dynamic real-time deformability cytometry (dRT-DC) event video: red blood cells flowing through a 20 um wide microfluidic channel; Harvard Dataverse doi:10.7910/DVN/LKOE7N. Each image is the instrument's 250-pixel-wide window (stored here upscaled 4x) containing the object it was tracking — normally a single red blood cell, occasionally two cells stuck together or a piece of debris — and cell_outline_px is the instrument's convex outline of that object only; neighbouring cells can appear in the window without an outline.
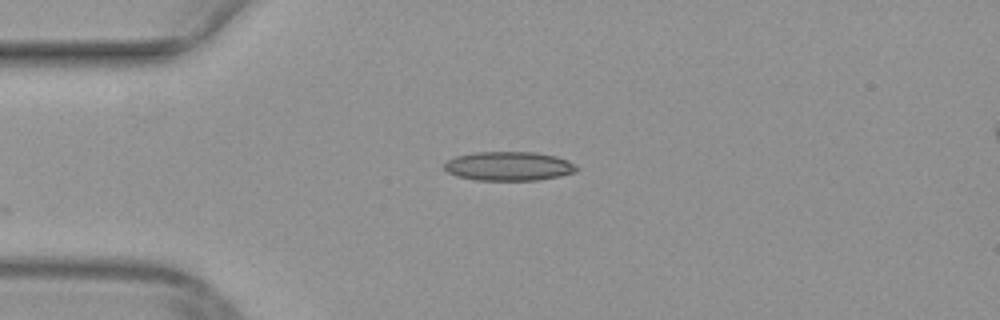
{"species": "common noctule bat (a hibernating species)", "species_latin": "Nyctalus noctula", "temperature_condition": "warm", "stored_images_in_passage": 24, "camera_frame_rate_fps": 3000, "um_per_image_px": 0.085, "animal": {"sex": "female", "body_mass_g": 29.2, "forearm_length_mm": 56.3}, "frame": {"image": 1, "passage_image": 1, "time_ms": 0.0, "image_size_px": [1000, 320], "cell_outline_px": [[580, 168], [576, 172], [560, 176], [536, 180], [476, 180], [456, 176], [448, 172], [444, 168], [444, 164], [448, 160], [456, 156], [476, 152], [536, 152], [556, 156], [568, 160]], "centroid_in_image_um": [43.27, 14.12], "position_along_channel_um": 41.7, "area_um2": 22.48}}
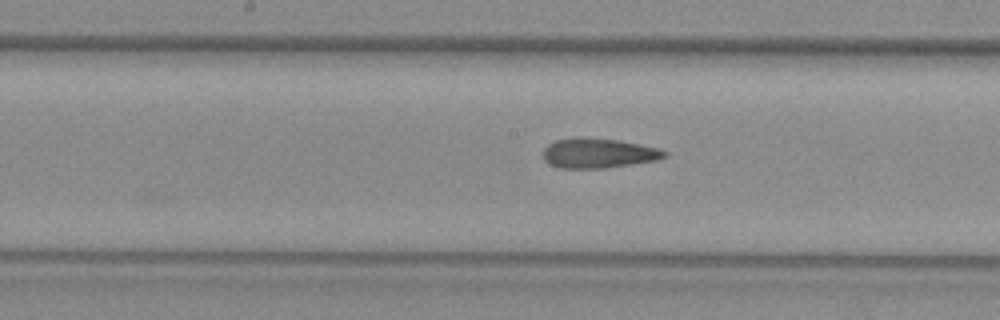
{"frame": {"image": 2, "passage_image": 14, "time_ms": 4.333, "image_size_px": [1000, 320], "cell_outline_px": [[668, 156], [660, 160], [604, 168], [560, 168], [544, 160], [544, 148], [548, 144], [556, 140], [616, 140], [660, 148], [668, 152]], "centroid_in_image_um": [50.96, 13.07], "position_along_channel_um": 197.2, "area_um2": 20.29}}
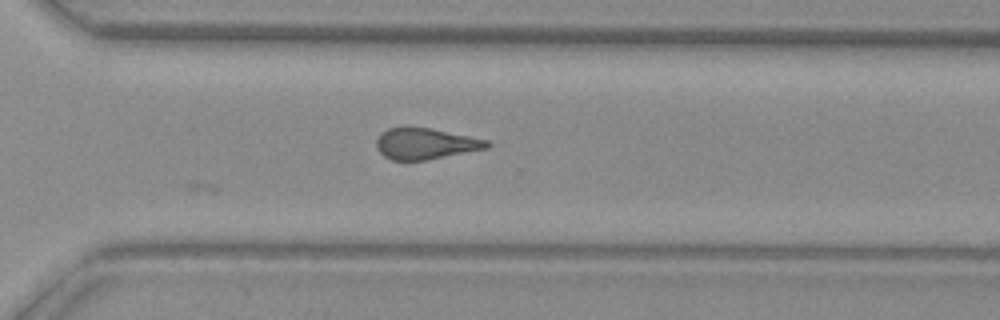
{"frame": {"image": 3, "passage_image": 24, "time_ms": 7.667, "image_size_px": [1000, 320], "cell_outline_px": [[492, 144], [488, 148], [424, 160], [392, 160], [384, 156], [376, 148], [376, 140], [380, 132], [388, 128], [404, 124], [408, 124], [432, 128], [488, 140]], "centroid_in_image_um": [36.11, 12.16], "position_along_channel_um": 334.5, "area_um2": 20.58}}